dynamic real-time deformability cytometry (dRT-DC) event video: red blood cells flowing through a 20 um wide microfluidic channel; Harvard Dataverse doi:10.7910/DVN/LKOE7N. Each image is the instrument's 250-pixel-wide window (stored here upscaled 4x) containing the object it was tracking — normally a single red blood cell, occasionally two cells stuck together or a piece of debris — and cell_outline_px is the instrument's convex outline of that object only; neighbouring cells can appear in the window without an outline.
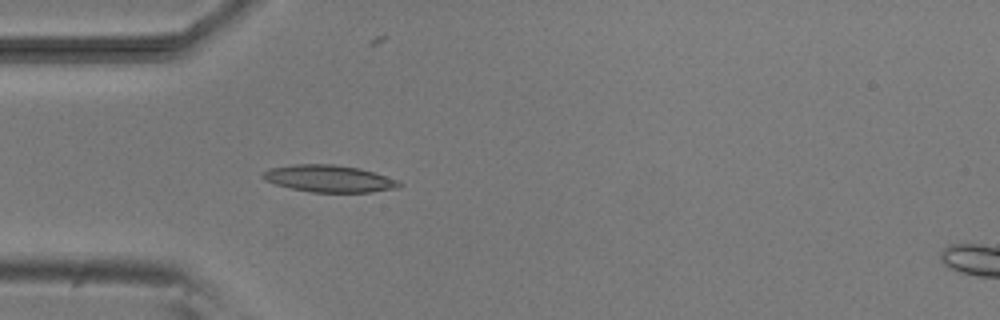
{"species": "common noctule bat (a hibernating species)", "species_latin": "Nyctalus noctula", "temperature_condition": "room temperature", "stored_images_in_passage": 38, "camera_frame_rate_fps": 3000, "um_per_image_px": 0.085, "animal": {"sex": "male", "body_mass_g": 20.5, "forearm_length_mm": 52.5}, "frame": {"image": 1, "passage_image": 1, "time_ms": 0.0, "image_size_px": [1000, 320], "cell_outline_px": [[404, 184], [400, 188], [372, 192], [312, 192], [292, 188], [276, 184], [264, 180], [260, 176], [268, 168], [292, 164], [332, 164], [360, 168], [396, 180]], "centroid_in_image_um": [27.96, 15.18], "position_along_channel_um": 57.0, "area_um2": 21.44}}
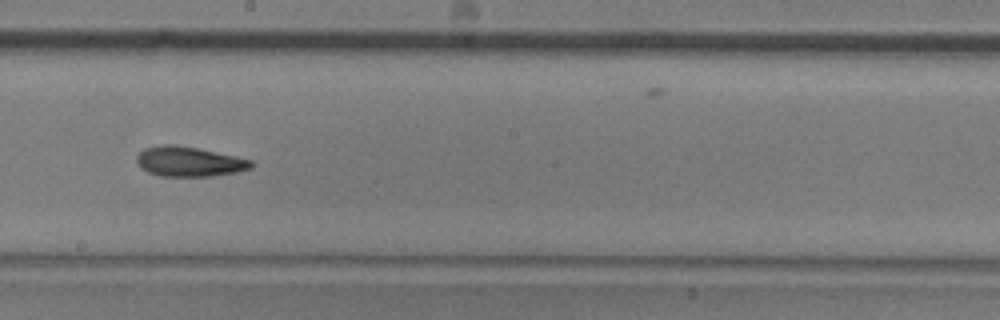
{"frame": {"image": 2, "passage_image": 15, "time_ms": 4.667, "image_size_px": [1000, 320], "cell_outline_px": [[256, 164], [252, 168], [236, 172], [208, 176], [160, 176], [148, 172], [140, 168], [136, 160], [136, 156], [144, 148], [160, 144], [172, 144], [196, 148], [252, 160]], "centroid_in_image_um": [16.05, 13.73], "position_along_channel_um": 232.2, "area_um2": 19.88}}
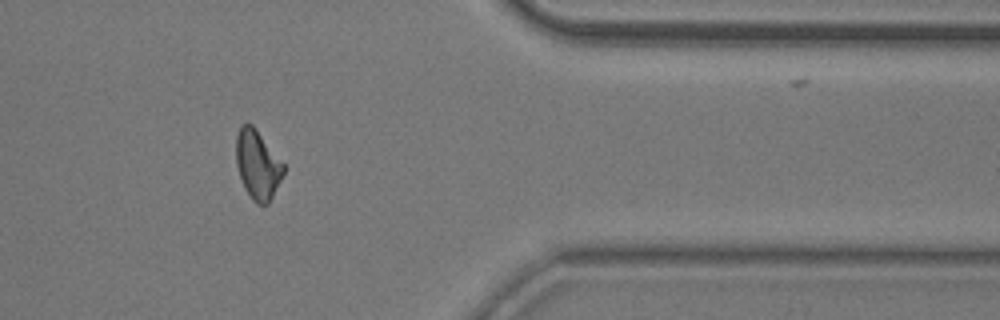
{"frame": {"image": 3, "passage_image": 29, "time_ms": 9.333, "image_size_px": [1000, 320], "cell_outline_px": [[284, 172], [268, 204], [256, 204], [252, 200], [244, 188], [236, 164], [236, 136], [240, 124], [252, 124], [284, 164]], "centroid_in_image_um": [21.87, 14.0], "position_along_channel_um": 389.5, "area_um2": 18.84}, "authors_computed_cell_mechanics": {"area_um2": 19.2474, "velocity_mm_per_s": 3.8196, "shape_relaxation_time_tau1_ms": null, "shape_relaxation_time_tau2_ms": 5.2193, "deformation_change_tau1": null, "deformation_change_tau2": 0.1548}}